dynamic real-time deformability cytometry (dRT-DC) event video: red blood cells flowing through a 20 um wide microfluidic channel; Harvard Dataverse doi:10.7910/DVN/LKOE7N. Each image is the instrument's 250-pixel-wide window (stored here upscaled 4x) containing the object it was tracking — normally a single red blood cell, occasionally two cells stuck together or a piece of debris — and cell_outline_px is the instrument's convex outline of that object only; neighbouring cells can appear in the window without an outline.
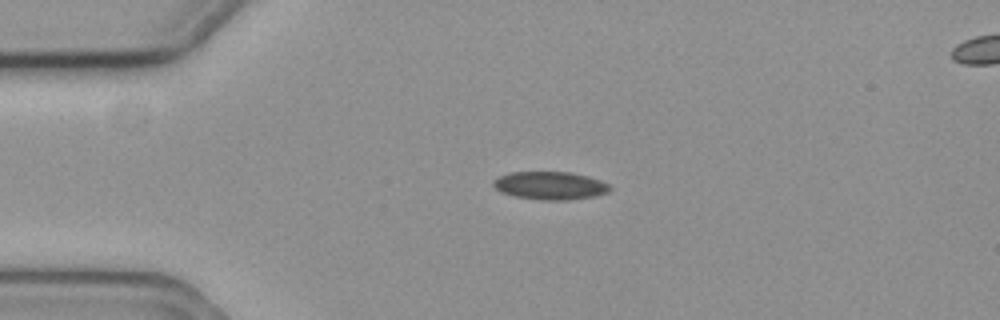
{"species": "common noctule bat (a hibernating species)", "species_latin": "Nyctalus noctula", "temperature_condition": "cold", "stored_images_in_passage": 3, "camera_frame_rate_fps": 3000, "um_per_image_px": 0.085, "animal": {"sex": "female", "body_mass_g": 19.3, "forearm_length_mm": 54.1}, "frame": {"image": 1, "passage_image": 1, "time_ms": 0.0, "image_size_px": [1000, 320], "cell_outline_px": [[612, 188], [608, 192], [596, 196], [568, 200], [544, 200], [516, 196], [500, 192], [492, 184], [492, 180], [508, 172], [568, 172], [588, 176], [612, 184]], "centroid_in_image_um": [46.79, 15.77], "position_along_channel_um": 38.2, "area_um2": 19.13}}
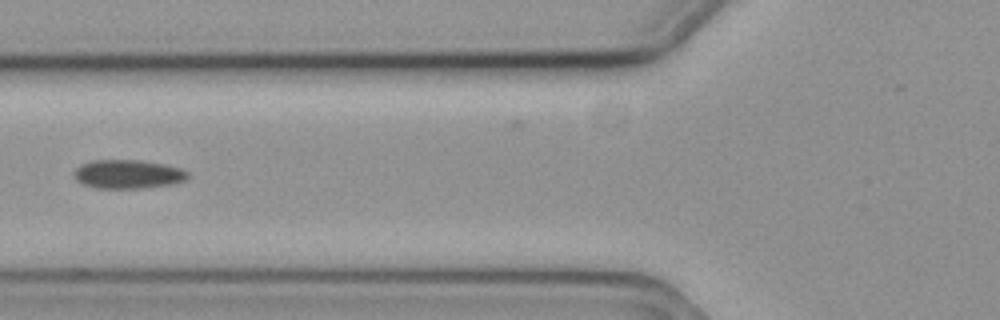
{"frame": {"image": 2, "passage_image": 3, "time_ms": 0.667, "image_size_px": [1000, 320], "cell_outline_px": [[188, 176], [184, 180], [172, 184], [140, 188], [96, 188], [84, 184], [76, 180], [72, 172], [80, 164], [92, 160], [140, 160], [164, 164], [180, 168], [188, 172]], "centroid_in_image_um": [10.83, 14.79], "position_along_channel_um": 115.0, "area_um2": 19.07}}